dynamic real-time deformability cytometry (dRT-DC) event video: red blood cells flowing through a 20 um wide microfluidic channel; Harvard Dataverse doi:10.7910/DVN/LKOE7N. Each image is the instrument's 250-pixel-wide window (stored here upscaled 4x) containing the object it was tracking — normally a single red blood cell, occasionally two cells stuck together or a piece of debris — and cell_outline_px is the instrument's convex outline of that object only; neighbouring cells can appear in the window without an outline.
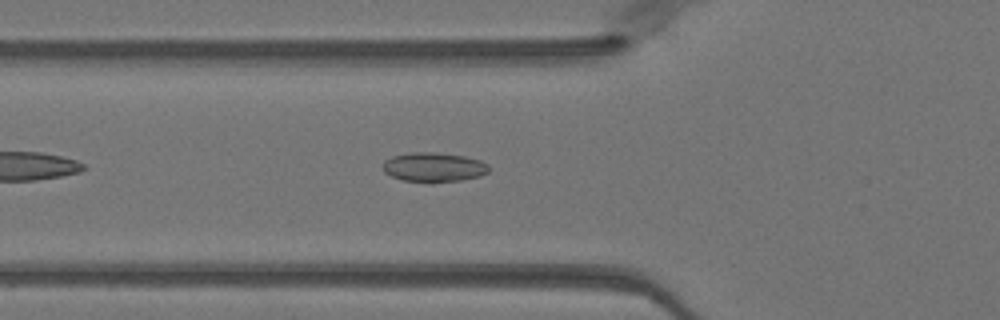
{"species": "Egyptian fruit bat (a non-hibernating species)", "species_latin": "Rousettus aegyptiacus", "temperature_condition": "warm", "stored_images_in_passage": 38, "camera_frame_rate_fps": 3000, "um_per_image_px": 0.085, "animal": {"sex": "female"}, "frame": {"image": 1, "passage_image": 6, "time_ms": 1.667, "image_size_px": [1000, 320], "cell_outline_px": [[488, 172], [480, 176], [460, 180], [432, 184], [404, 180], [392, 176], [384, 172], [380, 168], [380, 164], [384, 160], [392, 156], [412, 152], [436, 152], [464, 156], [480, 160], [488, 164]], "centroid_in_image_um": [36.82, 14.22], "position_along_channel_um": 89.0, "area_um2": 18.61}}
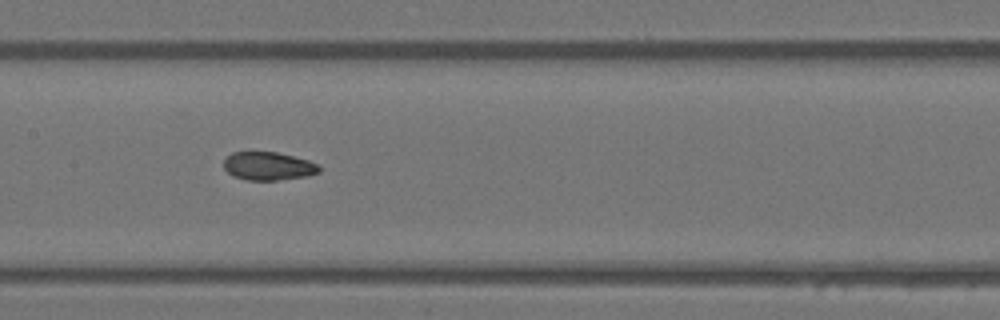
{"frame": {"image": 2, "passage_image": 13, "time_ms": 4.0, "image_size_px": [1000, 320], "cell_outline_px": [[320, 172], [308, 176], [276, 180], [248, 180], [232, 176], [224, 168], [224, 160], [232, 152], [252, 148], [276, 152], [308, 160], [320, 164]], "centroid_in_image_um": [22.77, 14.07], "position_along_channel_um": 184.6, "area_um2": 16.36}}
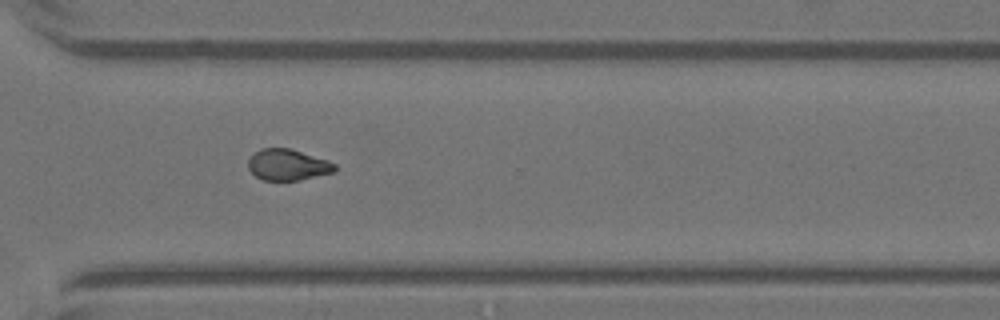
{"frame": {"image": 3, "passage_image": 25, "time_ms": 8.0, "image_size_px": [1000, 320], "cell_outline_px": [[336, 172], [300, 180], [264, 180], [256, 176], [248, 168], [248, 160], [260, 148], [288, 148], [328, 160], [336, 164]], "centroid_in_image_um": [24.49, 14.01], "position_along_channel_um": 346.1, "area_um2": 15.66}, "authors_computed_cell_mechanics": {"area_um2": 16.3574, "velocity_mm_per_s": 4.0647, "shape_relaxation_time_tau1_ms": null, "shape_relaxation_time_tau2_ms": 1.8994, "deformation_change_tau1": null, "deformation_change_tau2": 0.0691}}